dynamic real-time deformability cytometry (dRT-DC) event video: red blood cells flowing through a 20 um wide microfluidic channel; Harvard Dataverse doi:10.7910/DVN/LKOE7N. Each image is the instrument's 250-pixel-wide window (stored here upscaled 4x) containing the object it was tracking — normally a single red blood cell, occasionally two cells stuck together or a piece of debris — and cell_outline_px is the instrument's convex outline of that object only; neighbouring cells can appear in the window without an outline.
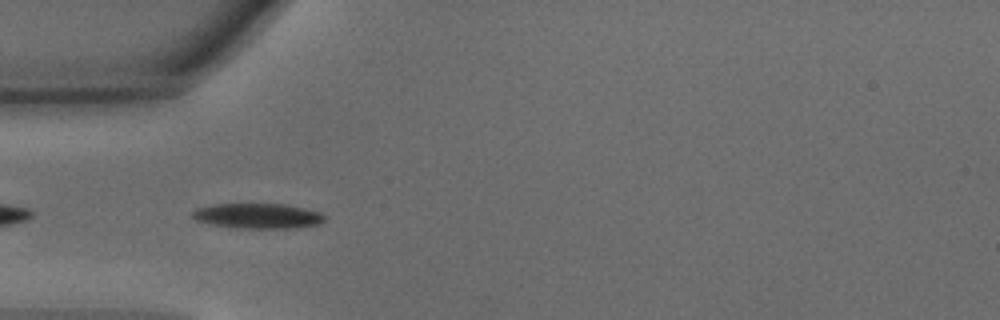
{"species": "common noctule bat (a hibernating species)", "species_latin": "Nyctalus noctula", "temperature_condition": "warm", "stored_images_in_passage": 16, "camera_frame_rate_fps": 3000, "um_per_image_px": 0.085, "animal": {"sex": "male", "body_mass_g": 15.6}, "frame": {"image": 1, "passage_image": 3, "time_ms": 0.667, "image_size_px": [1000, 320], "cell_outline_px": [[328, 216], [320, 224], [300, 228], [236, 228], [212, 224], [196, 220], [192, 216], [192, 212], [196, 208], [212, 204], [288, 204], [320, 212]], "centroid_in_image_um": [21.97, 18.35], "position_along_channel_um": 63.0, "area_um2": 19.59}}
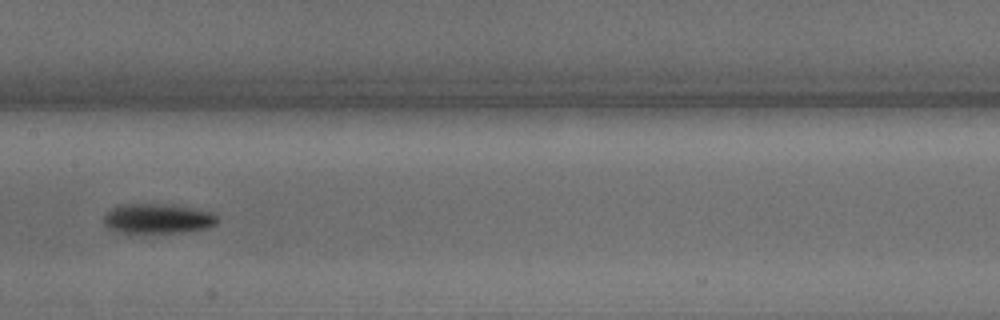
{"frame": {"image": 2, "passage_image": 12, "time_ms": 3.667, "image_size_px": [1000, 320], "cell_outline_px": [[220, 220], [216, 224], [208, 228], [184, 232], [128, 236], [116, 232], [108, 228], [104, 224], [104, 216], [112, 208], [120, 204], [164, 204], [192, 208], [212, 212]], "centroid_in_image_um": [13.35, 18.64], "position_along_channel_um": 194.0, "area_um2": 20.63}}